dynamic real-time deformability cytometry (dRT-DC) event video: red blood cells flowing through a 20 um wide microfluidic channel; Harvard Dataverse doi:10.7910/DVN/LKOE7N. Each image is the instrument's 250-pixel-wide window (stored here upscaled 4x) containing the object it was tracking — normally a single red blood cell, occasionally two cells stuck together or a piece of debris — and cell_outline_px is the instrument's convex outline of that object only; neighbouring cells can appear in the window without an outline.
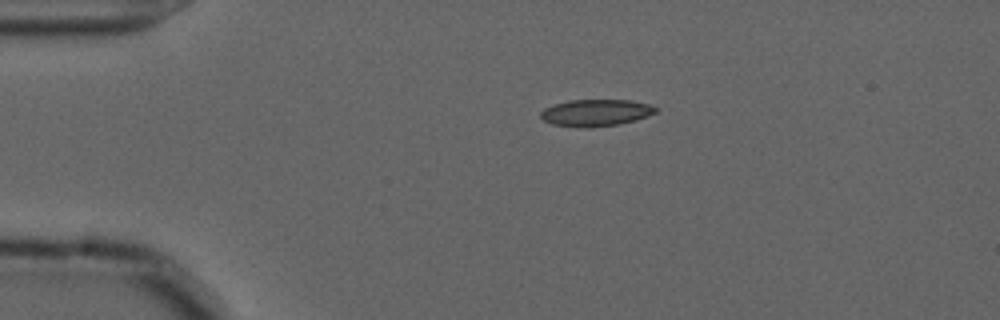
{"species": "common noctule bat (a hibernating species)", "species_latin": "Nyctalus noctula", "temperature_condition": "cold", "stored_images_in_passage": 35, "camera_frame_rate_fps": 3000, "um_per_image_px": 0.085, "animal": {"sex": "male", "forearm_length_mm": 52.5}, "frame": {"image": 1, "passage_image": 1, "time_ms": 0.0, "image_size_px": [1000, 320], "cell_outline_px": [[660, 108], [656, 112], [648, 116], [636, 120], [616, 124], [588, 128], [584, 128], [552, 124], [544, 120], [540, 116], [540, 112], [544, 108], [568, 100], [632, 100], [652, 104]], "centroid_in_image_um": [50.69, 9.57], "position_along_channel_um": 34.3, "area_um2": 18.09}}
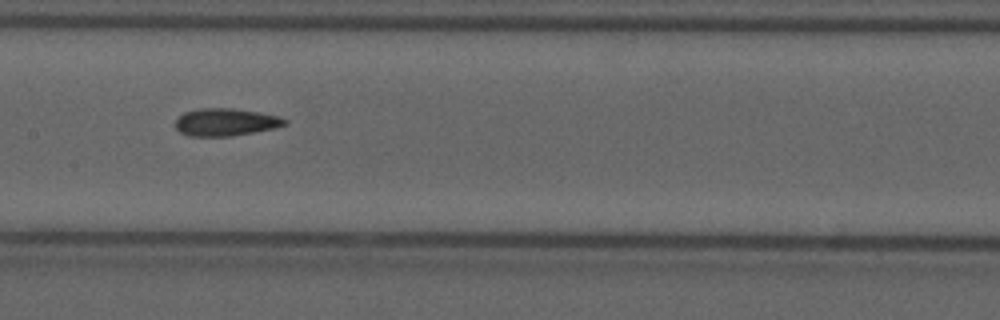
{"frame": {"image": 2, "passage_image": 17, "time_ms": 5.333, "image_size_px": [1000, 320], "cell_outline_px": [[288, 124], [276, 128], [232, 136], [188, 136], [180, 132], [176, 128], [176, 120], [184, 112], [196, 108], [232, 108], [280, 116], [288, 120]], "centroid_in_image_um": [19.2, 10.38], "position_along_channel_um": 188.2, "area_um2": 17.63}}
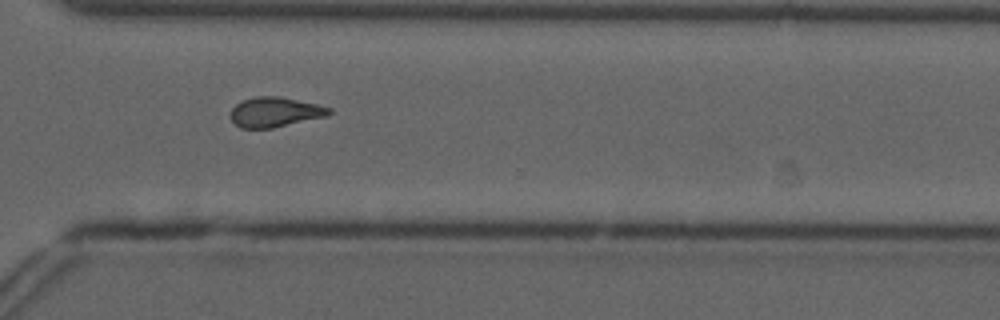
{"frame": {"image": 3, "passage_image": 30, "time_ms": 9.667, "image_size_px": [1000, 320], "cell_outline_px": [[332, 112], [328, 116], [272, 128], [240, 128], [232, 120], [232, 108], [236, 104], [244, 100], [256, 96], [276, 96], [316, 104], [332, 108]], "centroid_in_image_um": [23.4, 9.53], "position_along_channel_um": 347.2, "area_um2": 16.94}, "authors_computed_cell_mechanics": {"area_um2": 17.34, "velocity_mm_per_s": 3.6741, "shape_relaxation_time_tau1_ms": null, "shape_relaxation_time_tau2_ms": 3.3339, "deformation_change_tau1": null, "deformation_change_tau2": 0.1074}}